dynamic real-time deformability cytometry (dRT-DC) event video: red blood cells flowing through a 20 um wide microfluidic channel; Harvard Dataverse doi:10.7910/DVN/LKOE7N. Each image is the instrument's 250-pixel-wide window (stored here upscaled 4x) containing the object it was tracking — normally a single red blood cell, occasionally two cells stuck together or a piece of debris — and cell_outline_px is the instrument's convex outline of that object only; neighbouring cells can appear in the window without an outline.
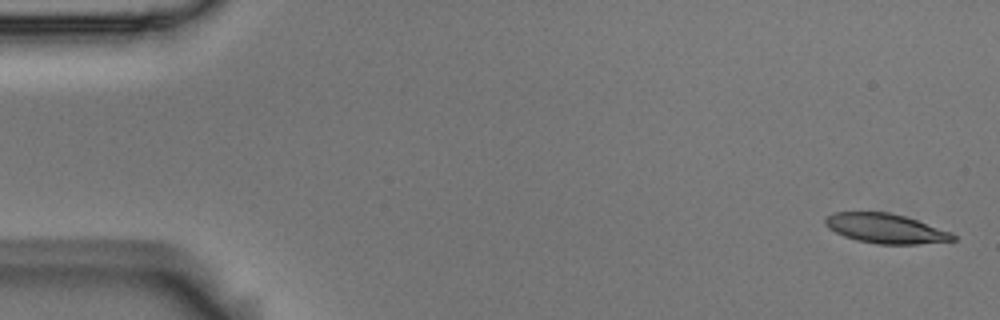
{"species": "Egyptian fruit bat (a non-hibernating species)", "species_latin": "Rousettus aegyptiacus", "temperature_condition": "room temperature", "stored_images_in_passage": 5, "camera_frame_rate_fps": 3000, "um_per_image_px": 0.085, "animal": {"sex": "male"}, "frame": {"image": 1, "passage_image": 1, "time_ms": 0.0, "image_size_px": [1000, 320], "cell_outline_px": [[956, 240], [916, 244], [876, 244], [856, 240], [844, 236], [828, 228], [824, 224], [824, 220], [832, 212], [888, 212], [904, 216], [952, 232], [956, 236]], "centroid_in_image_um": [75.26, 19.42], "position_along_channel_um": 9.7, "area_um2": 21.96}}
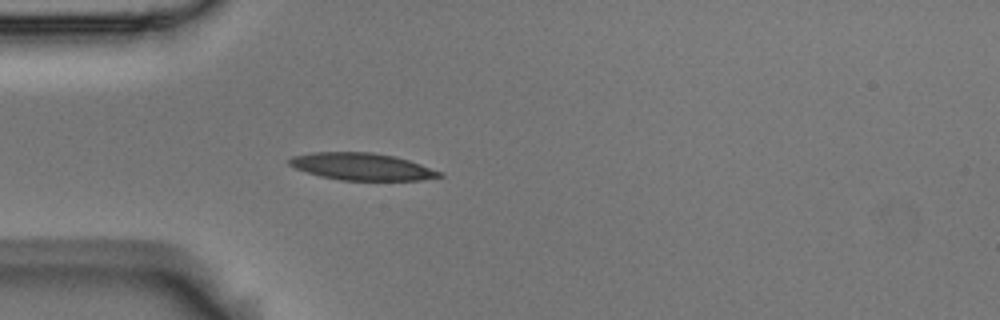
{"frame": {"image": 2, "passage_image": 5, "time_ms": 1.333, "image_size_px": [1000, 320], "cell_outline_px": [[444, 176], [420, 180], [340, 180], [320, 176], [296, 168], [288, 164], [288, 160], [292, 156], [312, 152], [372, 152], [396, 156], [444, 172]], "centroid_in_image_um": [30.78, 14.15], "position_along_channel_um": 54.2, "area_um2": 23.76}}